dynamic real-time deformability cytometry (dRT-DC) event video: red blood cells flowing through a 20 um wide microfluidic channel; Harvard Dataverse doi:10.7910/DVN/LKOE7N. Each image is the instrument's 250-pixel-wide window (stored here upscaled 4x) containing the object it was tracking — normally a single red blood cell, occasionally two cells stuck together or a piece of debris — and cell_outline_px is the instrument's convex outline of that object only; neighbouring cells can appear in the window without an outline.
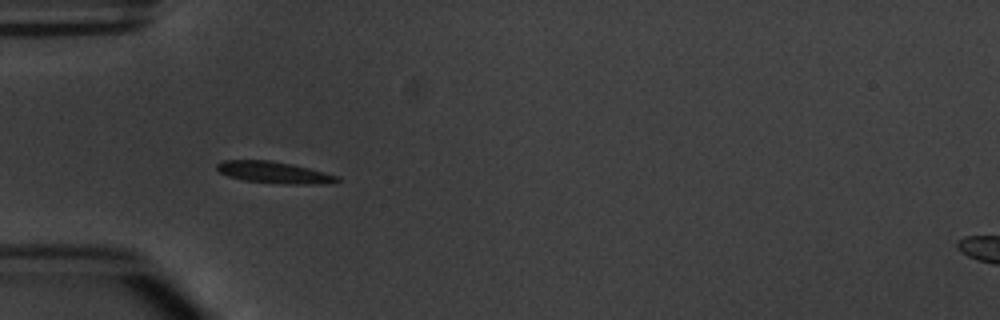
{"species": "common noctule bat (a hibernating species)", "species_latin": "Nyctalus noctula", "temperature_condition": "warm", "stored_images_in_passage": 5, "camera_frame_rate_fps": 3000, "um_per_image_px": 0.085, "animal": {"sex": "male", "body_mass_g": 20.1, "forearm_length_mm": 53.5}, "frame": {"image": 1, "passage_image": 4, "time_ms": 3.667, "image_size_px": [1000, 320], "cell_outline_px": [[340, 180], [332, 184], [288, 184], [244, 180], [228, 176], [220, 172], [216, 168], [216, 164], [224, 160], [268, 160], [292, 164], [340, 176]], "centroid_in_image_um": [23.33, 14.66], "position_along_channel_um": 61.7, "area_um2": 15.14}}